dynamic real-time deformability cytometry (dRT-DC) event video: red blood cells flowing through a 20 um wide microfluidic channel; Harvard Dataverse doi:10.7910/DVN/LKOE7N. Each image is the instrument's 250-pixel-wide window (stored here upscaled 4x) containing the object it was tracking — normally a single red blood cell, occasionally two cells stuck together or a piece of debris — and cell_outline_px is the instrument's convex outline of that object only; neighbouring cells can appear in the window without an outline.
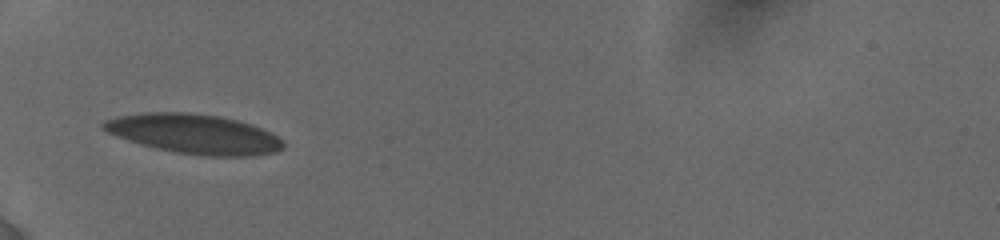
{"species": "human", "species_latin": "Homo sapiens", "temperature_condition": "cold", "stored_images_in_passage": 20, "camera_frame_rate_fps": 3000, "um_per_image_px": 0.085, "donor": {"sex": "female"}, "frame": {"image": 1, "passage_image": 1, "time_ms": 0.0, "image_size_px": [1000, 240], "cell_outline_px": [[284, 148], [276, 152], [252, 156], [204, 156], [172, 152], [140, 144], [116, 136], [100, 128], [100, 124], [104, 120], [120, 116], [144, 112], [188, 112], [220, 116], [252, 124], [276, 136], [284, 144]], "centroid_in_image_um": [16.47, 11.39], "position_along_channel_um": 68.5, "area_um2": 41.56}}
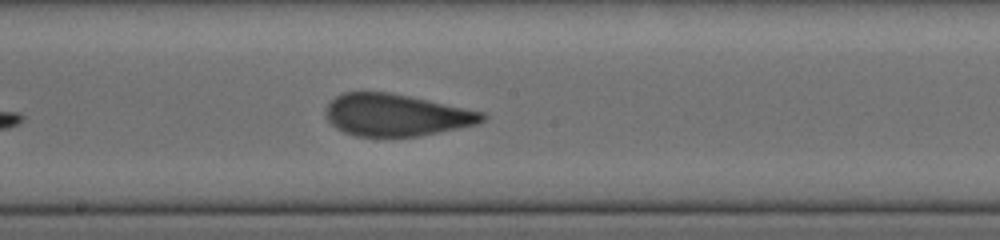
{"frame": {"image": 2, "passage_image": 11, "time_ms": 4.0, "image_size_px": [1000, 240], "cell_outline_px": [[488, 116], [484, 120], [476, 124], [420, 136], [356, 136], [344, 132], [336, 128], [328, 120], [324, 112], [328, 104], [336, 96], [344, 92], [388, 92], [408, 96], [484, 112]], "centroid_in_image_um": [33.65, 9.78], "position_along_channel_um": 214.5, "area_um2": 38.03}}
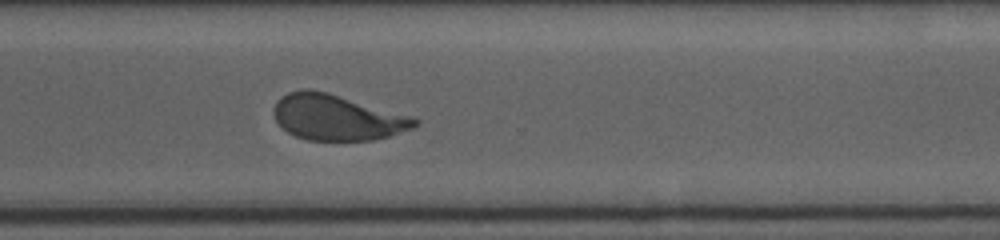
{"frame": {"image": 3, "passage_image": 20, "time_ms": 7.333, "image_size_px": [1000, 240], "cell_outline_px": [[420, 124], [412, 128], [388, 136], [372, 140], [308, 140], [296, 136], [288, 132], [276, 120], [272, 112], [272, 108], [276, 100], [280, 96], [288, 92], [304, 88], [308, 88], [328, 92], [412, 116], [420, 120]], "centroid_in_image_um": [28.62, 9.96], "position_along_channel_um": 342.0, "area_um2": 37.69}}